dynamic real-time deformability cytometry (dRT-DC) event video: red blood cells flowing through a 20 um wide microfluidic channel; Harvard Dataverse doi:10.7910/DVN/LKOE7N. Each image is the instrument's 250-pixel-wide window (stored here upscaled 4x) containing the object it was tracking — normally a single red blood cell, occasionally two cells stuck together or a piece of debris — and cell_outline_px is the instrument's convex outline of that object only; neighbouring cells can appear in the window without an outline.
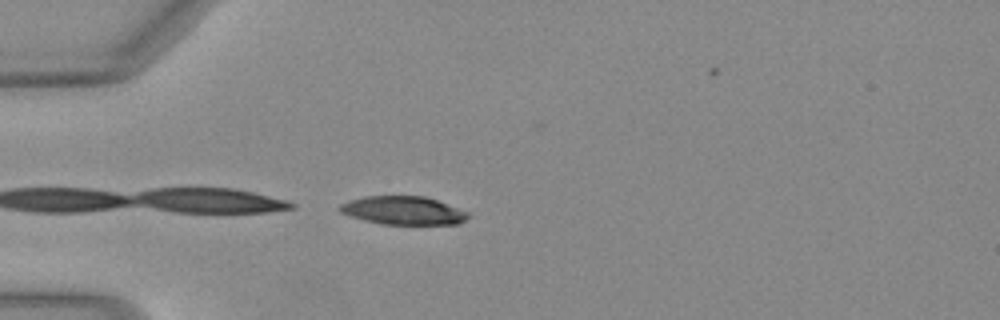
{"species": "Egyptian fruit bat (a non-hibernating species)", "species_latin": "Rousettus aegyptiacus", "temperature_condition": "warm", "stored_images_in_passage": 4, "camera_frame_rate_fps": 3000, "um_per_image_px": 0.085, "animal": {"sex": "female"}, "frame": {"image": 1, "passage_image": 4, "time_ms": 1.0, "image_size_px": [1000, 320], "cell_outline_px": [[472, 216], [460, 224], [384, 224], [364, 220], [340, 212], [336, 208], [340, 204], [364, 196], [424, 196], [436, 200], [468, 212]], "centroid_in_image_um": [34.3, 17.89], "position_along_channel_um": 50.7, "area_um2": 21.1}}